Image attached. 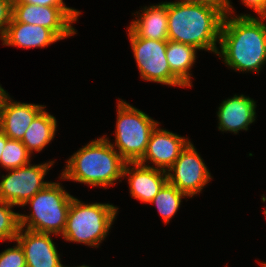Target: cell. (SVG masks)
<instances>
[{
	"label": "cell",
	"instance_id": "3957f363",
	"mask_svg": "<svg viewBox=\"0 0 266 267\" xmlns=\"http://www.w3.org/2000/svg\"><path fill=\"white\" fill-rule=\"evenodd\" d=\"M66 163L60 177L62 180L68 179L107 189L106 187L113 186L118 179L121 181L127 162L104 135L80 148Z\"/></svg>",
	"mask_w": 266,
	"mask_h": 267
},
{
	"label": "cell",
	"instance_id": "e0dca14e",
	"mask_svg": "<svg viewBox=\"0 0 266 267\" xmlns=\"http://www.w3.org/2000/svg\"><path fill=\"white\" fill-rule=\"evenodd\" d=\"M141 11L136 12L137 19L128 28L141 38L168 40L167 2L146 6Z\"/></svg>",
	"mask_w": 266,
	"mask_h": 267
},
{
	"label": "cell",
	"instance_id": "ffe728a7",
	"mask_svg": "<svg viewBox=\"0 0 266 267\" xmlns=\"http://www.w3.org/2000/svg\"><path fill=\"white\" fill-rule=\"evenodd\" d=\"M184 197L188 196L167 181L150 204H155L163 222L167 224L180 208Z\"/></svg>",
	"mask_w": 266,
	"mask_h": 267
},
{
	"label": "cell",
	"instance_id": "5bb4252c",
	"mask_svg": "<svg viewBox=\"0 0 266 267\" xmlns=\"http://www.w3.org/2000/svg\"><path fill=\"white\" fill-rule=\"evenodd\" d=\"M126 176L131 196L142 203H150L167 182V171L139 162L125 164L123 178Z\"/></svg>",
	"mask_w": 266,
	"mask_h": 267
},
{
	"label": "cell",
	"instance_id": "f546056e",
	"mask_svg": "<svg viewBox=\"0 0 266 267\" xmlns=\"http://www.w3.org/2000/svg\"><path fill=\"white\" fill-rule=\"evenodd\" d=\"M260 265L262 266V267H266V262H260Z\"/></svg>",
	"mask_w": 266,
	"mask_h": 267
},
{
	"label": "cell",
	"instance_id": "f1b7e54d",
	"mask_svg": "<svg viewBox=\"0 0 266 267\" xmlns=\"http://www.w3.org/2000/svg\"><path fill=\"white\" fill-rule=\"evenodd\" d=\"M4 92H5L4 88H2V86L0 85V99H1Z\"/></svg>",
	"mask_w": 266,
	"mask_h": 267
},
{
	"label": "cell",
	"instance_id": "d4e9b609",
	"mask_svg": "<svg viewBox=\"0 0 266 267\" xmlns=\"http://www.w3.org/2000/svg\"><path fill=\"white\" fill-rule=\"evenodd\" d=\"M177 1L218 7L224 14L228 15H232V13H234V10H232L233 6L231 5L230 0H177Z\"/></svg>",
	"mask_w": 266,
	"mask_h": 267
},
{
	"label": "cell",
	"instance_id": "9a60e30c",
	"mask_svg": "<svg viewBox=\"0 0 266 267\" xmlns=\"http://www.w3.org/2000/svg\"><path fill=\"white\" fill-rule=\"evenodd\" d=\"M256 102L243 94L225 99L218 107V129L237 134L240 130H248V126L256 119Z\"/></svg>",
	"mask_w": 266,
	"mask_h": 267
},
{
	"label": "cell",
	"instance_id": "2e32d148",
	"mask_svg": "<svg viewBox=\"0 0 266 267\" xmlns=\"http://www.w3.org/2000/svg\"><path fill=\"white\" fill-rule=\"evenodd\" d=\"M1 40L3 45L31 49L36 47L44 48L61 39L48 28L17 22L12 17Z\"/></svg>",
	"mask_w": 266,
	"mask_h": 267
},
{
	"label": "cell",
	"instance_id": "5b68a950",
	"mask_svg": "<svg viewBox=\"0 0 266 267\" xmlns=\"http://www.w3.org/2000/svg\"><path fill=\"white\" fill-rule=\"evenodd\" d=\"M73 197L62 184L49 183L23 205L30 204L32 212L19 214L20 228L62 236Z\"/></svg>",
	"mask_w": 266,
	"mask_h": 267
},
{
	"label": "cell",
	"instance_id": "7a4b0ae2",
	"mask_svg": "<svg viewBox=\"0 0 266 267\" xmlns=\"http://www.w3.org/2000/svg\"><path fill=\"white\" fill-rule=\"evenodd\" d=\"M168 40L217 53L224 13L210 5L167 2Z\"/></svg>",
	"mask_w": 266,
	"mask_h": 267
},
{
	"label": "cell",
	"instance_id": "cb8c5ba5",
	"mask_svg": "<svg viewBox=\"0 0 266 267\" xmlns=\"http://www.w3.org/2000/svg\"><path fill=\"white\" fill-rule=\"evenodd\" d=\"M13 0H0V39L7 31L8 25L12 20Z\"/></svg>",
	"mask_w": 266,
	"mask_h": 267
},
{
	"label": "cell",
	"instance_id": "4fadbf2b",
	"mask_svg": "<svg viewBox=\"0 0 266 267\" xmlns=\"http://www.w3.org/2000/svg\"><path fill=\"white\" fill-rule=\"evenodd\" d=\"M45 107L13 101L5 91L0 99V130L10 139L22 140L31 122Z\"/></svg>",
	"mask_w": 266,
	"mask_h": 267
},
{
	"label": "cell",
	"instance_id": "83f0119b",
	"mask_svg": "<svg viewBox=\"0 0 266 267\" xmlns=\"http://www.w3.org/2000/svg\"><path fill=\"white\" fill-rule=\"evenodd\" d=\"M8 139L9 138L0 130V158Z\"/></svg>",
	"mask_w": 266,
	"mask_h": 267
},
{
	"label": "cell",
	"instance_id": "603a6c76",
	"mask_svg": "<svg viewBox=\"0 0 266 267\" xmlns=\"http://www.w3.org/2000/svg\"><path fill=\"white\" fill-rule=\"evenodd\" d=\"M0 253V267H27L25 253L18 242Z\"/></svg>",
	"mask_w": 266,
	"mask_h": 267
},
{
	"label": "cell",
	"instance_id": "484cf974",
	"mask_svg": "<svg viewBox=\"0 0 266 267\" xmlns=\"http://www.w3.org/2000/svg\"><path fill=\"white\" fill-rule=\"evenodd\" d=\"M246 7L251 8L259 17H266V0H241Z\"/></svg>",
	"mask_w": 266,
	"mask_h": 267
},
{
	"label": "cell",
	"instance_id": "4316f807",
	"mask_svg": "<svg viewBox=\"0 0 266 267\" xmlns=\"http://www.w3.org/2000/svg\"><path fill=\"white\" fill-rule=\"evenodd\" d=\"M13 2H22L38 6L67 7L63 0H13Z\"/></svg>",
	"mask_w": 266,
	"mask_h": 267
},
{
	"label": "cell",
	"instance_id": "ac0fdd59",
	"mask_svg": "<svg viewBox=\"0 0 266 267\" xmlns=\"http://www.w3.org/2000/svg\"><path fill=\"white\" fill-rule=\"evenodd\" d=\"M56 128V118L44 108L31 122L21 142L30 154L33 151L39 153L54 139Z\"/></svg>",
	"mask_w": 266,
	"mask_h": 267
},
{
	"label": "cell",
	"instance_id": "4dcf8cb0",
	"mask_svg": "<svg viewBox=\"0 0 266 267\" xmlns=\"http://www.w3.org/2000/svg\"><path fill=\"white\" fill-rule=\"evenodd\" d=\"M64 267H67V266H64ZM77 267H89V266H87V265H81V266H77Z\"/></svg>",
	"mask_w": 266,
	"mask_h": 267
},
{
	"label": "cell",
	"instance_id": "30bf717a",
	"mask_svg": "<svg viewBox=\"0 0 266 267\" xmlns=\"http://www.w3.org/2000/svg\"><path fill=\"white\" fill-rule=\"evenodd\" d=\"M211 179L208 168L191 141L167 170V181L188 197L201 193Z\"/></svg>",
	"mask_w": 266,
	"mask_h": 267
},
{
	"label": "cell",
	"instance_id": "d6986e66",
	"mask_svg": "<svg viewBox=\"0 0 266 267\" xmlns=\"http://www.w3.org/2000/svg\"><path fill=\"white\" fill-rule=\"evenodd\" d=\"M195 47L167 40L166 58L171 72L186 86L192 87L191 68L196 61Z\"/></svg>",
	"mask_w": 266,
	"mask_h": 267
},
{
	"label": "cell",
	"instance_id": "ba28073f",
	"mask_svg": "<svg viewBox=\"0 0 266 267\" xmlns=\"http://www.w3.org/2000/svg\"><path fill=\"white\" fill-rule=\"evenodd\" d=\"M55 161L43 164L31 163L9 171L0 182V200L13 206H22L49 183L44 177Z\"/></svg>",
	"mask_w": 266,
	"mask_h": 267
},
{
	"label": "cell",
	"instance_id": "9c48e42d",
	"mask_svg": "<svg viewBox=\"0 0 266 267\" xmlns=\"http://www.w3.org/2000/svg\"><path fill=\"white\" fill-rule=\"evenodd\" d=\"M80 14V11L69 7L38 6L13 2L12 17L17 22L48 28L61 40L76 34L72 24L77 21Z\"/></svg>",
	"mask_w": 266,
	"mask_h": 267
},
{
	"label": "cell",
	"instance_id": "8fae6325",
	"mask_svg": "<svg viewBox=\"0 0 266 267\" xmlns=\"http://www.w3.org/2000/svg\"><path fill=\"white\" fill-rule=\"evenodd\" d=\"M158 127L159 124L153 129L146 152L139 163L146 165L151 161L154 168L167 171L190 140Z\"/></svg>",
	"mask_w": 266,
	"mask_h": 267
},
{
	"label": "cell",
	"instance_id": "277c9868",
	"mask_svg": "<svg viewBox=\"0 0 266 267\" xmlns=\"http://www.w3.org/2000/svg\"><path fill=\"white\" fill-rule=\"evenodd\" d=\"M118 209L109 203L85 204L73 197L62 237L98 248L113 225Z\"/></svg>",
	"mask_w": 266,
	"mask_h": 267
},
{
	"label": "cell",
	"instance_id": "6da1fadb",
	"mask_svg": "<svg viewBox=\"0 0 266 267\" xmlns=\"http://www.w3.org/2000/svg\"><path fill=\"white\" fill-rule=\"evenodd\" d=\"M266 17L225 14L216 55L235 71L259 72L266 63Z\"/></svg>",
	"mask_w": 266,
	"mask_h": 267
},
{
	"label": "cell",
	"instance_id": "8992f818",
	"mask_svg": "<svg viewBox=\"0 0 266 267\" xmlns=\"http://www.w3.org/2000/svg\"><path fill=\"white\" fill-rule=\"evenodd\" d=\"M115 129L117 152L126 162H139L147 149L153 129L159 122L126 101L118 100Z\"/></svg>",
	"mask_w": 266,
	"mask_h": 267
},
{
	"label": "cell",
	"instance_id": "7402d4cb",
	"mask_svg": "<svg viewBox=\"0 0 266 267\" xmlns=\"http://www.w3.org/2000/svg\"><path fill=\"white\" fill-rule=\"evenodd\" d=\"M13 205L0 200V240L15 241L20 229L19 214Z\"/></svg>",
	"mask_w": 266,
	"mask_h": 267
},
{
	"label": "cell",
	"instance_id": "7c38bea8",
	"mask_svg": "<svg viewBox=\"0 0 266 267\" xmlns=\"http://www.w3.org/2000/svg\"><path fill=\"white\" fill-rule=\"evenodd\" d=\"M15 241L24 250L27 267H64L50 233L20 228Z\"/></svg>",
	"mask_w": 266,
	"mask_h": 267
},
{
	"label": "cell",
	"instance_id": "52a82bcc",
	"mask_svg": "<svg viewBox=\"0 0 266 267\" xmlns=\"http://www.w3.org/2000/svg\"><path fill=\"white\" fill-rule=\"evenodd\" d=\"M127 31L142 79L169 86L186 87L170 70L166 58L167 40L141 38L129 28Z\"/></svg>",
	"mask_w": 266,
	"mask_h": 267
},
{
	"label": "cell",
	"instance_id": "44dd1931",
	"mask_svg": "<svg viewBox=\"0 0 266 267\" xmlns=\"http://www.w3.org/2000/svg\"><path fill=\"white\" fill-rule=\"evenodd\" d=\"M31 162V154L21 140L8 139L0 158L1 167L6 170L26 166Z\"/></svg>",
	"mask_w": 266,
	"mask_h": 267
}]
</instances>
